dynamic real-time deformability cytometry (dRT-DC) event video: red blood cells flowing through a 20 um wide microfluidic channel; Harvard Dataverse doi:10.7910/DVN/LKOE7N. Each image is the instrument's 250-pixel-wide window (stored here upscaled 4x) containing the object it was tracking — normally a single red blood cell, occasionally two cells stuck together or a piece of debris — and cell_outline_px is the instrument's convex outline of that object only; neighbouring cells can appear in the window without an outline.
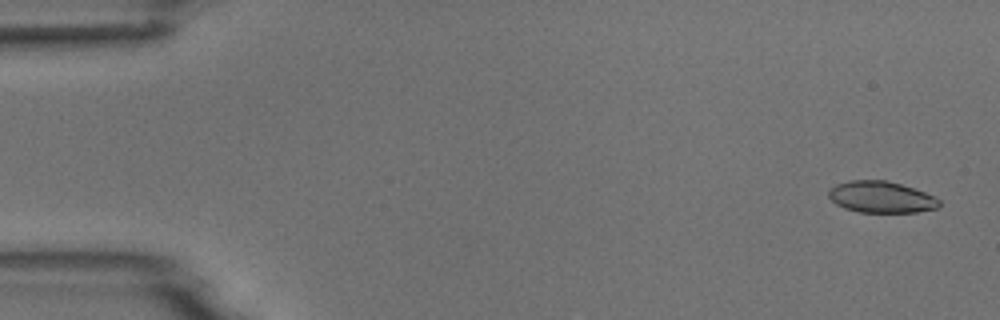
{"species": "common noctule bat (a hibernating species)", "species_latin": "Nyctalus noctula", "temperature_condition": "room temperature", "stored_images_in_passage": 6, "camera_frame_rate_fps": 3000, "um_per_image_px": 0.085, "animal": {"sex": "male", "body_mass_g": 18.8}, "frame": {"image": 1, "passage_image": 1, "time_ms": 0.0, "image_size_px": [1000, 320], "cell_outline_px": [[940, 204], [936, 208], [916, 212], [860, 212], [844, 208], [836, 204], [828, 196], [828, 188], [836, 184], [848, 180], [884, 180], [900, 184], [936, 196], [940, 200]], "centroid_in_image_um": [74.87, 16.74], "position_along_channel_um": 10.1, "area_um2": 20.29}}
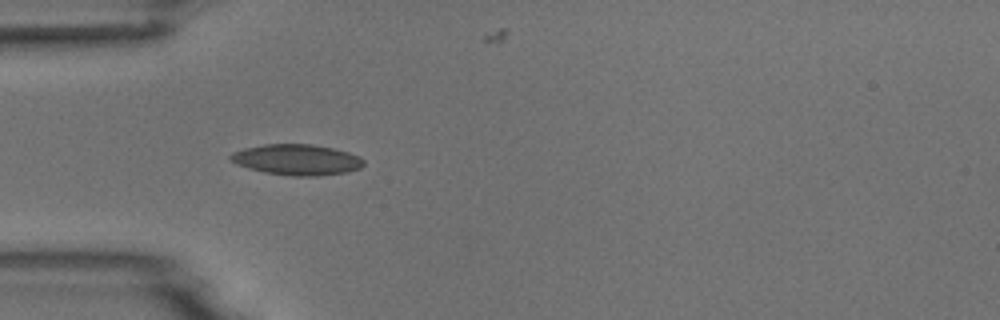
{"frame": {"image": 2, "passage_image": 5, "time_ms": 4.667, "image_size_px": [1000, 320], "cell_outline_px": [[364, 164], [360, 168], [348, 172], [316, 176], [292, 176], [264, 172], [248, 168], [236, 164], [228, 160], [228, 156], [232, 152], [244, 148], [264, 144], [312, 144], [332, 148], [348, 152], [360, 156], [364, 160]], "centroid_in_image_um": [25.21, 13.57], "position_along_channel_um": 59.8, "area_um2": 24.04}}